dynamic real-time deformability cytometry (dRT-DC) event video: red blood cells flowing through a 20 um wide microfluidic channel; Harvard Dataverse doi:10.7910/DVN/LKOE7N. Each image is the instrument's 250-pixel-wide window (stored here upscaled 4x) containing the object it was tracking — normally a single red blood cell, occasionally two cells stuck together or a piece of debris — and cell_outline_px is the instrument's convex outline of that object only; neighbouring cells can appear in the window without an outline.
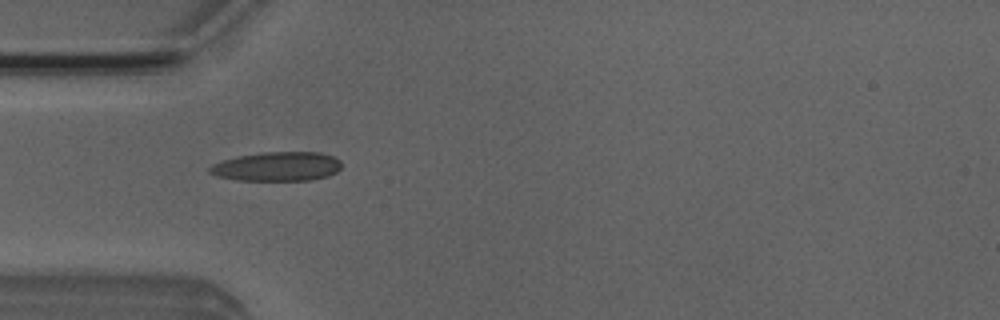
{"species": "Egyptian fruit bat (a non-hibernating species)", "species_latin": "Rousettus aegyptiacus", "temperature_condition": "room temperature", "stored_images_in_passage": 6, "camera_frame_rate_fps": 3000, "um_per_image_px": 0.085, "animal": {"sex": "male"}, "frame": {"image": 1, "passage_image": 4, "time_ms": 1.0, "image_size_px": [1000, 320], "cell_outline_px": [[340, 168], [336, 172], [328, 176], [312, 180], [236, 180], [216, 176], [208, 172], [208, 168], [212, 164], [236, 156], [260, 152], [320, 152], [332, 156], [340, 160]], "centroid_in_image_um": [23.53, 14.15], "position_along_channel_um": 61.5, "area_um2": 22.54}}